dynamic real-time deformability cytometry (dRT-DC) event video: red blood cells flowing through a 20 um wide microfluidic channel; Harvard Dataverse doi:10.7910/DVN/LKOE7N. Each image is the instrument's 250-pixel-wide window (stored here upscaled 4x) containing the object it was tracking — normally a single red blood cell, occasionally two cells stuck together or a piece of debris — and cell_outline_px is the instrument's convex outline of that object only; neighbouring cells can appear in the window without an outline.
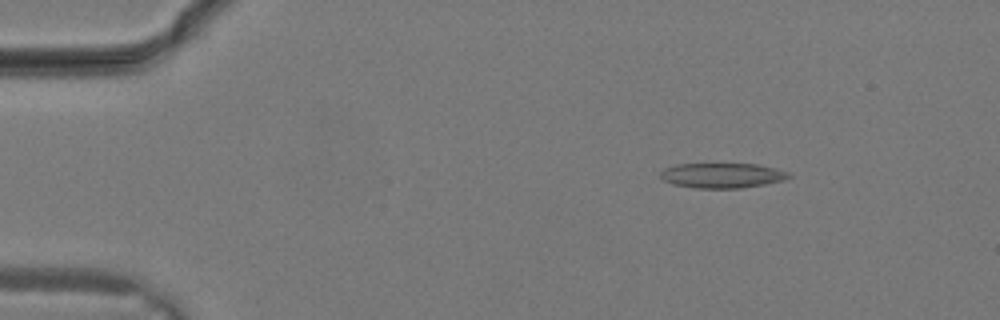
{"species": "common noctule bat (a hibernating species)", "species_latin": "Nyctalus noctula", "temperature_condition": "warm", "stored_images_in_passage": 16, "camera_frame_rate_fps": 3000, "um_per_image_px": 0.085, "animal": {"sex": "male", "body_mass_g": 19.2, "forearm_length_mm": 51.8}, "frame": {"image": 1, "passage_image": 2, "time_ms": 0.333, "image_size_px": [1000, 320], "cell_outline_px": [[792, 176], [784, 180], [764, 184], [740, 188], [696, 188], [672, 184], [664, 180], [660, 176], [660, 172], [664, 168], [676, 164], [756, 164], [776, 168], [788, 172]], "centroid_in_image_um": [61.38, 14.91], "position_along_channel_um": 23.6, "area_um2": 18.67}}
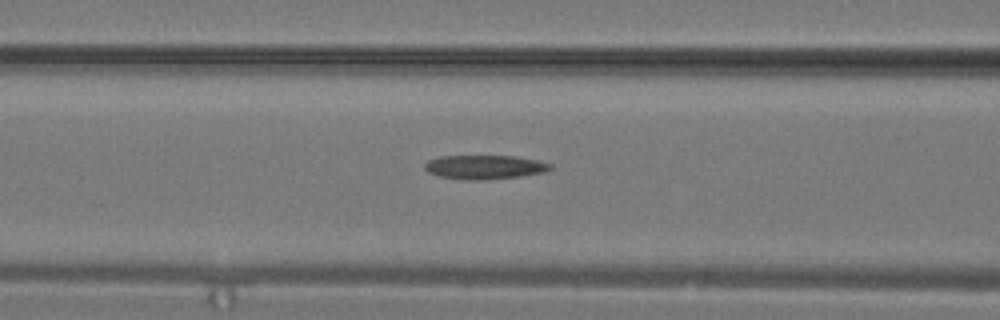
{"frame": {"image": 2, "passage_image": 10, "time_ms": 3.0, "image_size_px": [1000, 320], "cell_outline_px": [[552, 168], [544, 172], [520, 176], [488, 180], [464, 180], [440, 176], [428, 172], [424, 168], [424, 164], [428, 160], [440, 156], [516, 156], [536, 160], [552, 164]], "centroid_in_image_um": [41.18, 14.2], "position_along_channel_um": 125.4, "area_um2": 17.63}}
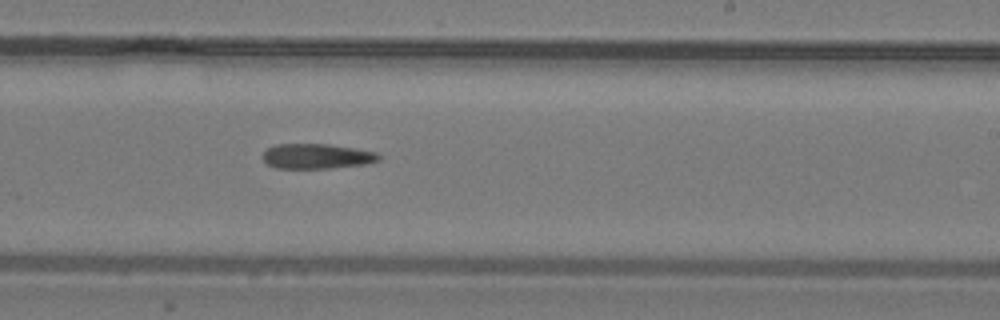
{"frame": {"image": 3, "passage_image": 16, "time_ms": 5.0, "image_size_px": [1000, 320], "cell_outline_px": [[380, 160], [364, 164], [332, 168], [276, 168], [268, 164], [264, 160], [264, 152], [268, 148], [276, 144], [328, 144], [376, 152], [380, 156]], "centroid_in_image_um": [26.93, 13.28], "position_along_channel_um": 262.1, "area_um2": 16.7}}